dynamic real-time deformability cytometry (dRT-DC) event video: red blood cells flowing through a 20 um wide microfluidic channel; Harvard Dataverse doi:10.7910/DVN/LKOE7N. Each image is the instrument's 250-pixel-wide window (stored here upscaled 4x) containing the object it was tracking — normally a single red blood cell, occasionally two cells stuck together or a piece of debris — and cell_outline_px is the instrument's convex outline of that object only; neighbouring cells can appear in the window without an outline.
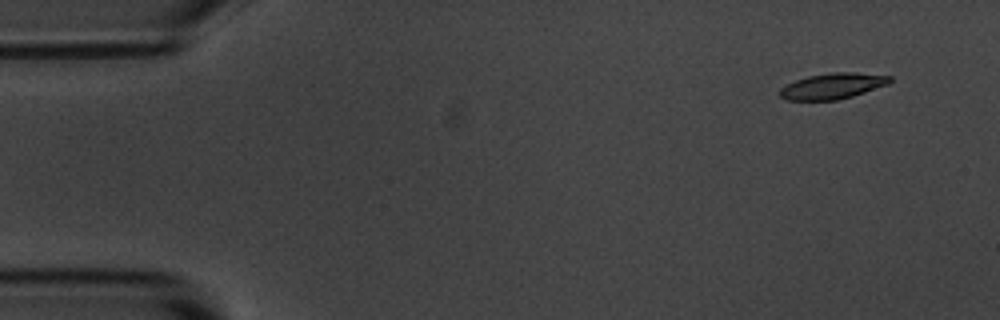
{"species": "common noctule bat (a hibernating species)", "species_latin": "Nyctalus noctula", "temperature_condition": "room temperature", "stored_images_in_passage": 4, "camera_frame_rate_fps": 3000, "um_per_image_px": 0.085, "animal": {"sex": "male", "body_mass_g": 20.1, "forearm_length_mm": 53.5}, "frame": {"image": 1, "passage_image": 1, "time_ms": 0.0, "image_size_px": [1000, 320], "cell_outline_px": [[892, 80], [888, 84], [852, 96], [836, 100], [788, 100], [780, 96], [780, 88], [796, 80], [808, 76], [832, 72], [852, 72], [892, 76]], "centroid_in_image_um": [70.78, 7.31], "position_along_channel_um": 14.2, "area_um2": 16.36}}